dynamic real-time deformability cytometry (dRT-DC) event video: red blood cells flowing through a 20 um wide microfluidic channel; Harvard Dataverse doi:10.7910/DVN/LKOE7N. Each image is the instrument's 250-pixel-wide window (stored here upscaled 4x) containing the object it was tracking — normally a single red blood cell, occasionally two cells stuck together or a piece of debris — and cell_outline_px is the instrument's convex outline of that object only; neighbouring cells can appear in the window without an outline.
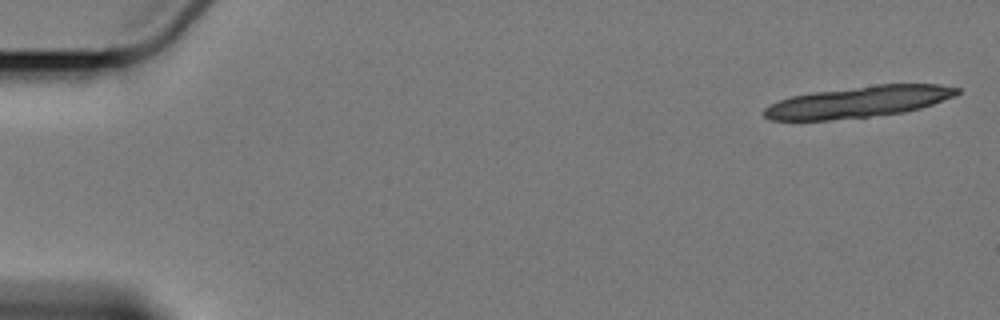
{"species": "Egyptian fruit bat (a non-hibernating species)", "species_latin": "Rousettus aegyptiacus", "temperature_condition": "cold", "stored_images_in_passage": 6, "camera_frame_rate_fps": 3000, "um_per_image_px": 0.085, "animal": {"sex": "female"}, "frame": {"image": 1, "passage_image": 1, "time_ms": 0.0, "image_size_px": [1000, 320], "cell_outline_px": [[960, 92], [956, 96], [920, 108], [904, 112], [868, 116], [828, 120], [768, 120], [764, 116], [764, 108], [780, 100], [792, 96], [812, 92], [876, 84], [936, 84], [960, 88]], "centroid_in_image_um": [72.99, 8.65], "position_along_channel_um": 12.0, "area_um2": 35.03}}
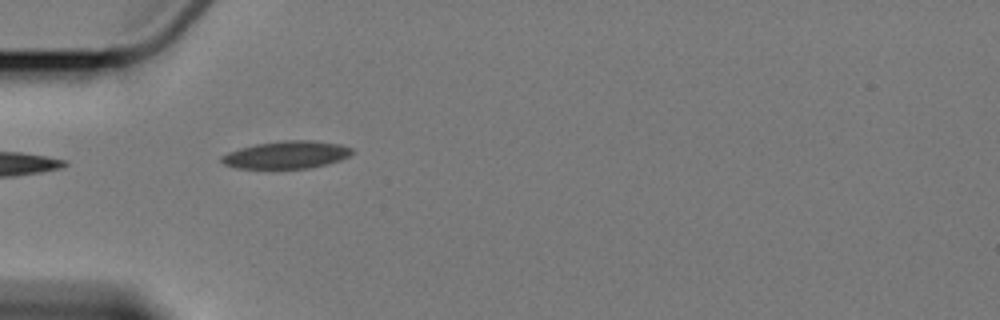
{"frame": {"image": 2, "passage_image": 5, "time_ms": 5.667, "image_size_px": [1000, 320], "cell_outline_px": [[352, 152], [348, 156], [340, 160], [328, 164], [312, 168], [236, 168], [224, 164], [220, 160], [220, 156], [228, 152], [240, 148], [256, 144], [284, 140], [316, 140], [340, 144], [352, 148]], "centroid_in_image_um": [24.36, 13.15], "position_along_channel_um": 60.6, "area_um2": 20.98}}